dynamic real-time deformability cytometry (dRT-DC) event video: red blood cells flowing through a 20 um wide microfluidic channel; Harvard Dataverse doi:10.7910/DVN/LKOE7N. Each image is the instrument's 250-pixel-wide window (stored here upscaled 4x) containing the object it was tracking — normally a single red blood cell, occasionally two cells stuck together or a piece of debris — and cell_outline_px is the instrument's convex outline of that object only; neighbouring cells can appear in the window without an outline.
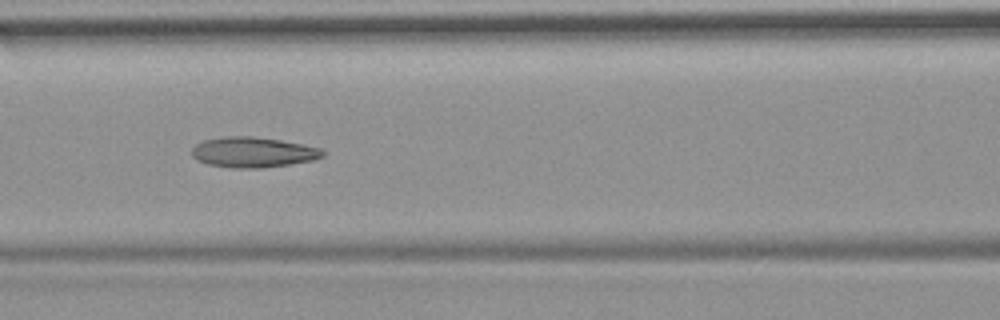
{"species": "common noctule bat (a hibernating species)", "species_latin": "Nyctalus noctula", "temperature_condition": "room temperature", "stored_images_in_passage": 8, "camera_frame_rate_fps": 3000, "um_per_image_px": 0.085, "animal": {"sex": "female", "body_mass_g": 19.9}, "frame": {"image": 1, "passage_image": 7, "time_ms": 7.667, "image_size_px": [1000, 320], "cell_outline_px": [[324, 156], [312, 160], [292, 164], [260, 168], [232, 168], [208, 164], [196, 160], [192, 156], [192, 148], [196, 144], [204, 140], [228, 136], [252, 136], [280, 140], [304, 144], [320, 148], [324, 152]], "centroid_in_image_um": [21.51, 12.94], "position_along_channel_um": 145.1, "area_um2": 23.18}}
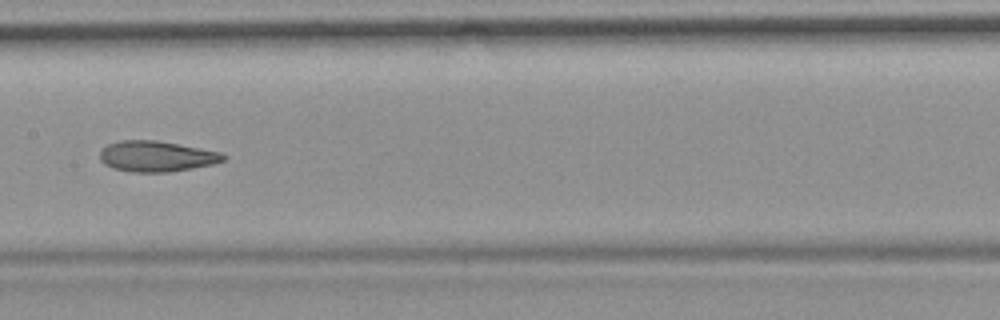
{"frame": {"image": 2, "passage_image": 8, "time_ms": 9.0, "image_size_px": [1000, 320], "cell_outline_px": [[228, 156], [224, 160], [212, 164], [192, 168], [168, 172], [132, 172], [112, 168], [104, 164], [100, 160], [100, 152], [108, 144], [120, 140], [156, 140], [220, 152]], "centroid_in_image_um": [13.28, 13.29], "position_along_channel_um": 194.1, "area_um2": 21.96}}